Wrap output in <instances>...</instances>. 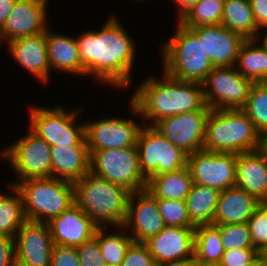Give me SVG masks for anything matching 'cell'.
<instances>
[{"instance_id":"1","label":"cell","mask_w":267,"mask_h":266,"mask_svg":"<svg viewBox=\"0 0 267 266\" xmlns=\"http://www.w3.org/2000/svg\"><path fill=\"white\" fill-rule=\"evenodd\" d=\"M101 29L75 34L83 66V77L115 90L131 88L137 44L119 17H107ZM100 83V84H99Z\"/></svg>"},{"instance_id":"2","label":"cell","mask_w":267,"mask_h":266,"mask_svg":"<svg viewBox=\"0 0 267 266\" xmlns=\"http://www.w3.org/2000/svg\"><path fill=\"white\" fill-rule=\"evenodd\" d=\"M149 74L133 91L128 103L132 117L153 126L160 119L200 110L204 105L201 83ZM140 116V117H139Z\"/></svg>"},{"instance_id":"3","label":"cell","mask_w":267,"mask_h":266,"mask_svg":"<svg viewBox=\"0 0 267 266\" xmlns=\"http://www.w3.org/2000/svg\"><path fill=\"white\" fill-rule=\"evenodd\" d=\"M75 204L98 226H123L131 192L88 172L75 181Z\"/></svg>"},{"instance_id":"4","label":"cell","mask_w":267,"mask_h":266,"mask_svg":"<svg viewBox=\"0 0 267 266\" xmlns=\"http://www.w3.org/2000/svg\"><path fill=\"white\" fill-rule=\"evenodd\" d=\"M177 24L172 35L160 45L161 70L176 79L202 84L214 66L198 37L178 21Z\"/></svg>"},{"instance_id":"5","label":"cell","mask_w":267,"mask_h":266,"mask_svg":"<svg viewBox=\"0 0 267 266\" xmlns=\"http://www.w3.org/2000/svg\"><path fill=\"white\" fill-rule=\"evenodd\" d=\"M261 138L242 109H211L203 149L240 154L260 149Z\"/></svg>"},{"instance_id":"6","label":"cell","mask_w":267,"mask_h":266,"mask_svg":"<svg viewBox=\"0 0 267 266\" xmlns=\"http://www.w3.org/2000/svg\"><path fill=\"white\" fill-rule=\"evenodd\" d=\"M15 187L22 196L26 219L30 221L49 223L75 204L74 185L67 180L27 179Z\"/></svg>"},{"instance_id":"7","label":"cell","mask_w":267,"mask_h":266,"mask_svg":"<svg viewBox=\"0 0 267 266\" xmlns=\"http://www.w3.org/2000/svg\"><path fill=\"white\" fill-rule=\"evenodd\" d=\"M56 105L29 107V129L50 146L87 145L85 121L78 123L83 109L79 106L71 110L62 104Z\"/></svg>"},{"instance_id":"8","label":"cell","mask_w":267,"mask_h":266,"mask_svg":"<svg viewBox=\"0 0 267 266\" xmlns=\"http://www.w3.org/2000/svg\"><path fill=\"white\" fill-rule=\"evenodd\" d=\"M0 156L9 162L17 179L8 183L16 185L27 179L51 178V146L30 129L14 143L0 150ZM16 180V181H15Z\"/></svg>"},{"instance_id":"9","label":"cell","mask_w":267,"mask_h":266,"mask_svg":"<svg viewBox=\"0 0 267 266\" xmlns=\"http://www.w3.org/2000/svg\"><path fill=\"white\" fill-rule=\"evenodd\" d=\"M89 172L122 186L131 193L146 189L137 147L103 149L90 153Z\"/></svg>"},{"instance_id":"10","label":"cell","mask_w":267,"mask_h":266,"mask_svg":"<svg viewBox=\"0 0 267 266\" xmlns=\"http://www.w3.org/2000/svg\"><path fill=\"white\" fill-rule=\"evenodd\" d=\"M136 147L142 174L147 178L187 167L188 154L173 145L153 126L143 125Z\"/></svg>"},{"instance_id":"11","label":"cell","mask_w":267,"mask_h":266,"mask_svg":"<svg viewBox=\"0 0 267 266\" xmlns=\"http://www.w3.org/2000/svg\"><path fill=\"white\" fill-rule=\"evenodd\" d=\"M254 82L234 67H214L202 83L205 104L211 109H242Z\"/></svg>"},{"instance_id":"12","label":"cell","mask_w":267,"mask_h":266,"mask_svg":"<svg viewBox=\"0 0 267 266\" xmlns=\"http://www.w3.org/2000/svg\"><path fill=\"white\" fill-rule=\"evenodd\" d=\"M237 154L199 150L189 154L187 167L193 183L219 191L232 188L236 183Z\"/></svg>"},{"instance_id":"13","label":"cell","mask_w":267,"mask_h":266,"mask_svg":"<svg viewBox=\"0 0 267 266\" xmlns=\"http://www.w3.org/2000/svg\"><path fill=\"white\" fill-rule=\"evenodd\" d=\"M116 115L85 121V135L89 154L103 149H120L136 146L143 122ZM93 121V122H92ZM140 123V124H139Z\"/></svg>"},{"instance_id":"14","label":"cell","mask_w":267,"mask_h":266,"mask_svg":"<svg viewBox=\"0 0 267 266\" xmlns=\"http://www.w3.org/2000/svg\"><path fill=\"white\" fill-rule=\"evenodd\" d=\"M210 111L205 104L200 110L160 119L153 127L189 155L203 149Z\"/></svg>"},{"instance_id":"15","label":"cell","mask_w":267,"mask_h":266,"mask_svg":"<svg viewBox=\"0 0 267 266\" xmlns=\"http://www.w3.org/2000/svg\"><path fill=\"white\" fill-rule=\"evenodd\" d=\"M49 3V0H17L0 30V48L14 39L47 31L51 25Z\"/></svg>"},{"instance_id":"16","label":"cell","mask_w":267,"mask_h":266,"mask_svg":"<svg viewBox=\"0 0 267 266\" xmlns=\"http://www.w3.org/2000/svg\"><path fill=\"white\" fill-rule=\"evenodd\" d=\"M54 246L48 223L27 220L15 236V264L50 266Z\"/></svg>"},{"instance_id":"17","label":"cell","mask_w":267,"mask_h":266,"mask_svg":"<svg viewBox=\"0 0 267 266\" xmlns=\"http://www.w3.org/2000/svg\"><path fill=\"white\" fill-rule=\"evenodd\" d=\"M123 227L134 242L143 243L164 229L156 198L147 189L130 194Z\"/></svg>"},{"instance_id":"18","label":"cell","mask_w":267,"mask_h":266,"mask_svg":"<svg viewBox=\"0 0 267 266\" xmlns=\"http://www.w3.org/2000/svg\"><path fill=\"white\" fill-rule=\"evenodd\" d=\"M190 29L203 43L205 54L214 67H234L244 41L242 35L218 25L198 26Z\"/></svg>"},{"instance_id":"19","label":"cell","mask_w":267,"mask_h":266,"mask_svg":"<svg viewBox=\"0 0 267 266\" xmlns=\"http://www.w3.org/2000/svg\"><path fill=\"white\" fill-rule=\"evenodd\" d=\"M10 58L15 59L22 70L45 86L52 81L46 45V31L38 35L21 37L5 44ZM49 82V83H48Z\"/></svg>"},{"instance_id":"20","label":"cell","mask_w":267,"mask_h":266,"mask_svg":"<svg viewBox=\"0 0 267 266\" xmlns=\"http://www.w3.org/2000/svg\"><path fill=\"white\" fill-rule=\"evenodd\" d=\"M195 227L164 229L144 242L155 264L181 259H194Z\"/></svg>"},{"instance_id":"21","label":"cell","mask_w":267,"mask_h":266,"mask_svg":"<svg viewBox=\"0 0 267 266\" xmlns=\"http://www.w3.org/2000/svg\"><path fill=\"white\" fill-rule=\"evenodd\" d=\"M51 237L55 245L78 247L93 238L98 226L76 205L49 223Z\"/></svg>"},{"instance_id":"22","label":"cell","mask_w":267,"mask_h":266,"mask_svg":"<svg viewBox=\"0 0 267 266\" xmlns=\"http://www.w3.org/2000/svg\"><path fill=\"white\" fill-rule=\"evenodd\" d=\"M235 187L267 200V156L261 148L237 154Z\"/></svg>"},{"instance_id":"23","label":"cell","mask_w":267,"mask_h":266,"mask_svg":"<svg viewBox=\"0 0 267 266\" xmlns=\"http://www.w3.org/2000/svg\"><path fill=\"white\" fill-rule=\"evenodd\" d=\"M261 203L255 196L235 186L220 191L213 224L247 223Z\"/></svg>"},{"instance_id":"24","label":"cell","mask_w":267,"mask_h":266,"mask_svg":"<svg viewBox=\"0 0 267 266\" xmlns=\"http://www.w3.org/2000/svg\"><path fill=\"white\" fill-rule=\"evenodd\" d=\"M46 31V45L51 73L54 71L73 76H83V66L78 52L76 37Z\"/></svg>"},{"instance_id":"25","label":"cell","mask_w":267,"mask_h":266,"mask_svg":"<svg viewBox=\"0 0 267 266\" xmlns=\"http://www.w3.org/2000/svg\"><path fill=\"white\" fill-rule=\"evenodd\" d=\"M89 161L87 145L51 146L52 178L81 180L89 172Z\"/></svg>"},{"instance_id":"26","label":"cell","mask_w":267,"mask_h":266,"mask_svg":"<svg viewBox=\"0 0 267 266\" xmlns=\"http://www.w3.org/2000/svg\"><path fill=\"white\" fill-rule=\"evenodd\" d=\"M192 183L190 171L185 167L175 172L151 176L147 180L146 189L156 199L186 201Z\"/></svg>"},{"instance_id":"27","label":"cell","mask_w":267,"mask_h":266,"mask_svg":"<svg viewBox=\"0 0 267 266\" xmlns=\"http://www.w3.org/2000/svg\"><path fill=\"white\" fill-rule=\"evenodd\" d=\"M219 194L220 191L215 188L192 183L186 204L190 221L195 227L213 224Z\"/></svg>"},{"instance_id":"28","label":"cell","mask_w":267,"mask_h":266,"mask_svg":"<svg viewBox=\"0 0 267 266\" xmlns=\"http://www.w3.org/2000/svg\"><path fill=\"white\" fill-rule=\"evenodd\" d=\"M235 67L244 78L254 83L267 82V49L256 39H246Z\"/></svg>"},{"instance_id":"29","label":"cell","mask_w":267,"mask_h":266,"mask_svg":"<svg viewBox=\"0 0 267 266\" xmlns=\"http://www.w3.org/2000/svg\"><path fill=\"white\" fill-rule=\"evenodd\" d=\"M7 188L9 193L0 192V236L15 238L27 219L20 192L14 185L7 184Z\"/></svg>"},{"instance_id":"30","label":"cell","mask_w":267,"mask_h":266,"mask_svg":"<svg viewBox=\"0 0 267 266\" xmlns=\"http://www.w3.org/2000/svg\"><path fill=\"white\" fill-rule=\"evenodd\" d=\"M221 25L245 39H256L259 31L249 0H225Z\"/></svg>"},{"instance_id":"31","label":"cell","mask_w":267,"mask_h":266,"mask_svg":"<svg viewBox=\"0 0 267 266\" xmlns=\"http://www.w3.org/2000/svg\"><path fill=\"white\" fill-rule=\"evenodd\" d=\"M224 252L220 231L216 225L195 227L194 261L200 264L218 265Z\"/></svg>"},{"instance_id":"32","label":"cell","mask_w":267,"mask_h":266,"mask_svg":"<svg viewBox=\"0 0 267 266\" xmlns=\"http://www.w3.org/2000/svg\"><path fill=\"white\" fill-rule=\"evenodd\" d=\"M133 242L134 240L123 226L111 227V229L99 227V245L106 266H121Z\"/></svg>"},{"instance_id":"33","label":"cell","mask_w":267,"mask_h":266,"mask_svg":"<svg viewBox=\"0 0 267 266\" xmlns=\"http://www.w3.org/2000/svg\"><path fill=\"white\" fill-rule=\"evenodd\" d=\"M225 0H200L179 21L186 28L221 24Z\"/></svg>"},{"instance_id":"34","label":"cell","mask_w":267,"mask_h":266,"mask_svg":"<svg viewBox=\"0 0 267 266\" xmlns=\"http://www.w3.org/2000/svg\"><path fill=\"white\" fill-rule=\"evenodd\" d=\"M242 110L262 137L267 133V82L254 83Z\"/></svg>"},{"instance_id":"35","label":"cell","mask_w":267,"mask_h":266,"mask_svg":"<svg viewBox=\"0 0 267 266\" xmlns=\"http://www.w3.org/2000/svg\"><path fill=\"white\" fill-rule=\"evenodd\" d=\"M225 251L254 249L247 223L216 225Z\"/></svg>"},{"instance_id":"36","label":"cell","mask_w":267,"mask_h":266,"mask_svg":"<svg viewBox=\"0 0 267 266\" xmlns=\"http://www.w3.org/2000/svg\"><path fill=\"white\" fill-rule=\"evenodd\" d=\"M156 202L165 226L195 227L190 221L186 201L156 199Z\"/></svg>"},{"instance_id":"37","label":"cell","mask_w":267,"mask_h":266,"mask_svg":"<svg viewBox=\"0 0 267 266\" xmlns=\"http://www.w3.org/2000/svg\"><path fill=\"white\" fill-rule=\"evenodd\" d=\"M254 249L267 255V204L262 202L247 221Z\"/></svg>"},{"instance_id":"38","label":"cell","mask_w":267,"mask_h":266,"mask_svg":"<svg viewBox=\"0 0 267 266\" xmlns=\"http://www.w3.org/2000/svg\"><path fill=\"white\" fill-rule=\"evenodd\" d=\"M81 266H106L99 245V227L90 240L77 247Z\"/></svg>"},{"instance_id":"39","label":"cell","mask_w":267,"mask_h":266,"mask_svg":"<svg viewBox=\"0 0 267 266\" xmlns=\"http://www.w3.org/2000/svg\"><path fill=\"white\" fill-rule=\"evenodd\" d=\"M121 266H155V262L145 243L133 242L128 248Z\"/></svg>"},{"instance_id":"40","label":"cell","mask_w":267,"mask_h":266,"mask_svg":"<svg viewBox=\"0 0 267 266\" xmlns=\"http://www.w3.org/2000/svg\"><path fill=\"white\" fill-rule=\"evenodd\" d=\"M50 266H81L77 247L55 245Z\"/></svg>"},{"instance_id":"41","label":"cell","mask_w":267,"mask_h":266,"mask_svg":"<svg viewBox=\"0 0 267 266\" xmlns=\"http://www.w3.org/2000/svg\"><path fill=\"white\" fill-rule=\"evenodd\" d=\"M259 253L255 249L225 251L218 266H238L250 263Z\"/></svg>"},{"instance_id":"42","label":"cell","mask_w":267,"mask_h":266,"mask_svg":"<svg viewBox=\"0 0 267 266\" xmlns=\"http://www.w3.org/2000/svg\"><path fill=\"white\" fill-rule=\"evenodd\" d=\"M15 265V238L0 236V266Z\"/></svg>"},{"instance_id":"43","label":"cell","mask_w":267,"mask_h":266,"mask_svg":"<svg viewBox=\"0 0 267 266\" xmlns=\"http://www.w3.org/2000/svg\"><path fill=\"white\" fill-rule=\"evenodd\" d=\"M257 29L267 27V0H249Z\"/></svg>"},{"instance_id":"44","label":"cell","mask_w":267,"mask_h":266,"mask_svg":"<svg viewBox=\"0 0 267 266\" xmlns=\"http://www.w3.org/2000/svg\"><path fill=\"white\" fill-rule=\"evenodd\" d=\"M170 1V0H169ZM175 4L176 20L178 22L188 13V11L200 0H172Z\"/></svg>"},{"instance_id":"45","label":"cell","mask_w":267,"mask_h":266,"mask_svg":"<svg viewBox=\"0 0 267 266\" xmlns=\"http://www.w3.org/2000/svg\"><path fill=\"white\" fill-rule=\"evenodd\" d=\"M17 0H0V30L3 28L8 16L14 9Z\"/></svg>"},{"instance_id":"46","label":"cell","mask_w":267,"mask_h":266,"mask_svg":"<svg viewBox=\"0 0 267 266\" xmlns=\"http://www.w3.org/2000/svg\"><path fill=\"white\" fill-rule=\"evenodd\" d=\"M193 263L194 259H181V260L157 263L155 264V266H192Z\"/></svg>"},{"instance_id":"47","label":"cell","mask_w":267,"mask_h":266,"mask_svg":"<svg viewBox=\"0 0 267 266\" xmlns=\"http://www.w3.org/2000/svg\"><path fill=\"white\" fill-rule=\"evenodd\" d=\"M238 266H267V256L259 253L250 263Z\"/></svg>"},{"instance_id":"48","label":"cell","mask_w":267,"mask_h":266,"mask_svg":"<svg viewBox=\"0 0 267 266\" xmlns=\"http://www.w3.org/2000/svg\"><path fill=\"white\" fill-rule=\"evenodd\" d=\"M256 40L267 49V27L258 31Z\"/></svg>"},{"instance_id":"49","label":"cell","mask_w":267,"mask_h":266,"mask_svg":"<svg viewBox=\"0 0 267 266\" xmlns=\"http://www.w3.org/2000/svg\"><path fill=\"white\" fill-rule=\"evenodd\" d=\"M261 149L265 152L267 156V133L261 138Z\"/></svg>"},{"instance_id":"50","label":"cell","mask_w":267,"mask_h":266,"mask_svg":"<svg viewBox=\"0 0 267 266\" xmlns=\"http://www.w3.org/2000/svg\"><path fill=\"white\" fill-rule=\"evenodd\" d=\"M192 266H218V265L200 264V263L194 261Z\"/></svg>"},{"instance_id":"51","label":"cell","mask_w":267,"mask_h":266,"mask_svg":"<svg viewBox=\"0 0 267 266\" xmlns=\"http://www.w3.org/2000/svg\"><path fill=\"white\" fill-rule=\"evenodd\" d=\"M131 1H135L136 3H137V2H138V3H140V2L142 3V2H146V1L148 2L149 0H131ZM150 1H151V0H150ZM153 1H154V0H153Z\"/></svg>"}]
</instances>
